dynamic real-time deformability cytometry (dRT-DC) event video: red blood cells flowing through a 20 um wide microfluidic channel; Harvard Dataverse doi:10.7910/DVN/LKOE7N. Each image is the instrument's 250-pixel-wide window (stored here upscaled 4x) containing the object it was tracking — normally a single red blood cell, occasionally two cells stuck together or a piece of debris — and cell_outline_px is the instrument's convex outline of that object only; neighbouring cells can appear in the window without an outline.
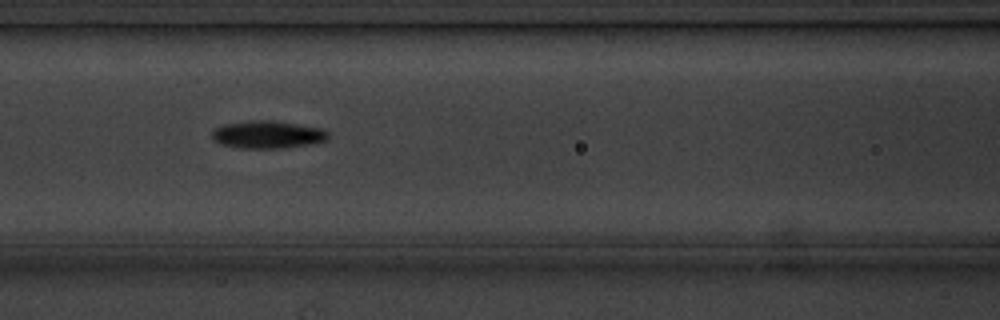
{"species": "common noctule bat (a hibernating species)", "species_latin": "Nyctalus noctula", "temperature_condition": "cold", "stored_images_in_passage": 8, "camera_frame_rate_fps": 3000, "um_per_image_px": 0.085, "animal": {"sex": "male", "body_mass_g": 20.1, "forearm_length_mm": 53.5}, "frame": {"image": 1, "passage_image": 6, "time_ms": 5.667, "image_size_px": [1000, 320], "cell_outline_px": [[328, 140], [308, 144], [284, 148], [240, 148], [220, 144], [212, 140], [212, 128], [224, 124], [248, 120], [276, 120], [324, 128], [328, 132]], "centroid_in_image_um": [22.73, 11.42], "position_along_channel_um": 143.9, "area_um2": 19.07}}